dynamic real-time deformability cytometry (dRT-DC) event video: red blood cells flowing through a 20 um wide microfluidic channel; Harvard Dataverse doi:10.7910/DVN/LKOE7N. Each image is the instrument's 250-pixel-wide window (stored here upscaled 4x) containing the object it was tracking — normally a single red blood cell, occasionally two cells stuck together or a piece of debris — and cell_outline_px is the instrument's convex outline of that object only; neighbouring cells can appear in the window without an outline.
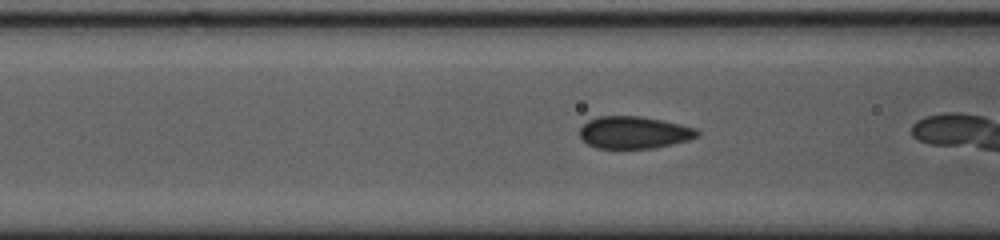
{"species": "common noctule bat (a hibernating species)", "species_latin": "Nyctalus noctula", "temperature_condition": "cold", "stored_images_in_passage": 12, "camera_frame_rate_fps": 3000, "um_per_image_px": 0.085, "animal": {"sex": "female", "body_mass_g": 23.0, "forearm_length_mm": 53.4}, "frame": {"image": 1, "passage_image": 10, "time_ms": 3.0, "image_size_px": [1000, 240], "cell_outline_px": [[700, 136], [688, 140], [672, 144], [652, 148], [596, 148], [588, 144], [580, 136], [580, 128], [588, 120], [600, 116], [640, 116], [664, 120], [696, 128], [700, 132]], "centroid_in_image_um": [53.92, 11.25], "position_along_channel_um": 112.7, "area_um2": 22.08}}